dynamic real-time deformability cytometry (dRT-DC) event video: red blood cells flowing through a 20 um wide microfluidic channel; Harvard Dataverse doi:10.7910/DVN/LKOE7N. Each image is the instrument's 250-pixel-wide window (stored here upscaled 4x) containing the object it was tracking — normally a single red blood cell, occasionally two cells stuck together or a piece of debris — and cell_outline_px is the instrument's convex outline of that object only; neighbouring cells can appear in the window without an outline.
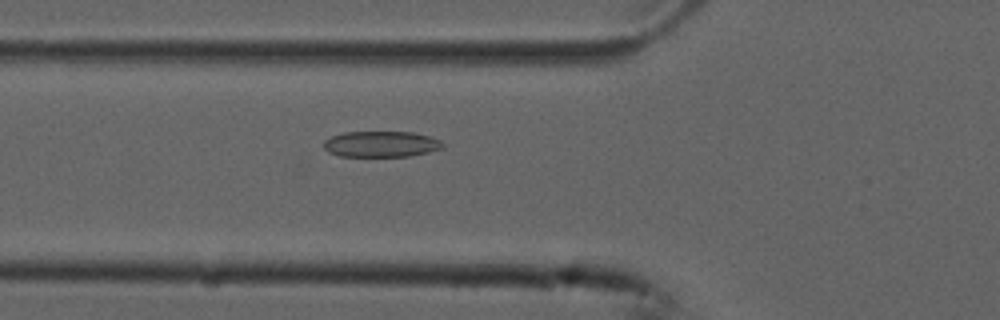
{"species": "common noctule bat (a hibernating species)", "species_latin": "Nyctalus noctula", "temperature_condition": "cold", "stored_images_in_passage": 37, "camera_frame_rate_fps": 3000, "um_per_image_px": 0.085, "animal": {"sex": "male", "forearm_length_mm": 52.5}, "frame": {"image": 1, "passage_image": 5, "time_ms": 1.333, "image_size_px": [1000, 320], "cell_outline_px": [[444, 148], [428, 152], [408, 156], [340, 156], [328, 152], [324, 148], [324, 140], [332, 136], [344, 132], [412, 132], [428, 136], [440, 140], [444, 144]], "centroid_in_image_um": [32.39, 12.25], "position_along_channel_um": 93.4, "area_um2": 17.92}}
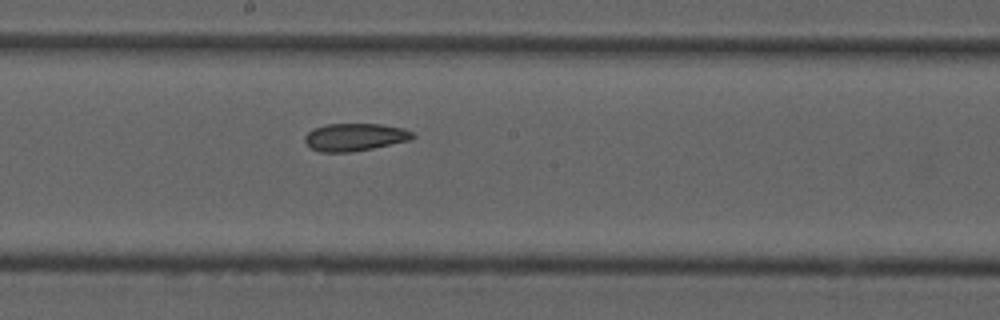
{"frame": {"image": 2, "passage_image": 15, "time_ms": 4.667, "image_size_px": [1000, 320], "cell_outline_px": [[416, 136], [412, 140], [352, 152], [320, 152], [312, 148], [304, 140], [304, 136], [312, 128], [328, 124], [380, 124], [404, 128], [412, 132]], "centroid_in_image_um": [30.18, 11.65], "position_along_channel_um": 218.0, "area_um2": 17.4}}
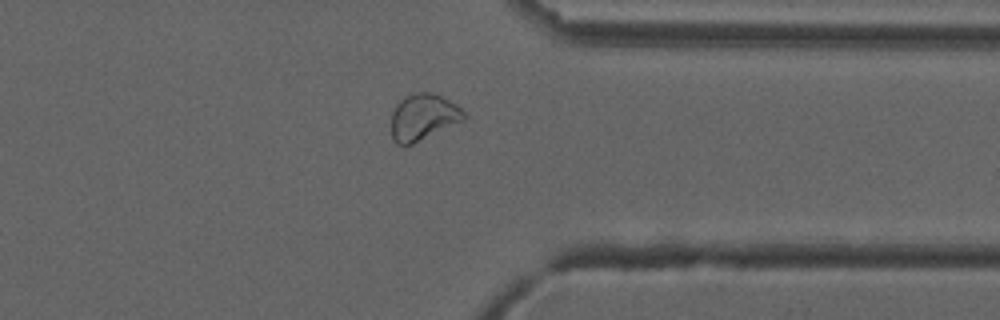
{"frame": {"image": 3, "passage_image": 28, "time_ms": 9.0, "image_size_px": [1000, 320], "cell_outline_px": [[468, 116], [464, 120], [412, 144], [396, 144], [392, 140], [392, 112], [396, 104], [404, 96], [416, 92], [432, 92], [456, 104]], "centroid_in_image_um": [35.96, 9.94], "position_along_channel_um": 375.4, "area_um2": 19.54}, "authors_computed_cell_mechanics": {"area_um2": 18.207, "velocity_mm_per_s": 3.739, "shape_relaxation_time_tau1_ms": null, "shape_relaxation_time_tau2_ms": 5.3059, "deformation_change_tau1": null, "deformation_change_tau2": 0.1085}}